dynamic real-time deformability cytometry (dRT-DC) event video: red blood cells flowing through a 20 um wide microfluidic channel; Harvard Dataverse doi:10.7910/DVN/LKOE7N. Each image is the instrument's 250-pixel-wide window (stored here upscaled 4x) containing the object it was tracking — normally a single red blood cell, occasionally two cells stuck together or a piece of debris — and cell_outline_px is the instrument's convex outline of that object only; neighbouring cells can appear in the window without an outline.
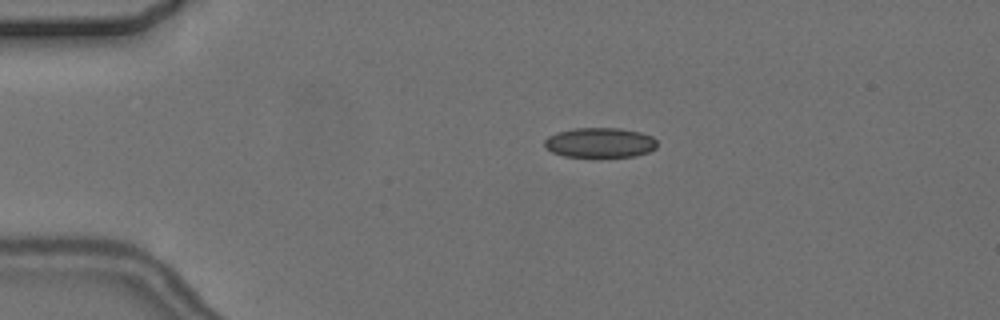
{"species": "common noctule bat (a hibernating species)", "species_latin": "Nyctalus noctula", "temperature_condition": "cold", "stored_images_in_passage": 3, "camera_frame_rate_fps": 3000, "um_per_image_px": 0.085, "animal": {"sex": "female", "body_mass_g": 24.6, "forearm_length_mm": 56.2}, "frame": {"image": 1, "passage_image": 2, "time_ms": 2.0, "image_size_px": [1000, 320], "cell_outline_px": [[656, 148], [648, 152], [636, 156], [600, 160], [564, 156], [552, 152], [544, 148], [544, 140], [548, 136], [556, 132], [572, 128], [620, 128], [640, 132], [652, 136], [656, 140]], "centroid_in_image_um": [50.97, 12.17], "position_along_channel_um": 34.0, "area_um2": 20.69}}